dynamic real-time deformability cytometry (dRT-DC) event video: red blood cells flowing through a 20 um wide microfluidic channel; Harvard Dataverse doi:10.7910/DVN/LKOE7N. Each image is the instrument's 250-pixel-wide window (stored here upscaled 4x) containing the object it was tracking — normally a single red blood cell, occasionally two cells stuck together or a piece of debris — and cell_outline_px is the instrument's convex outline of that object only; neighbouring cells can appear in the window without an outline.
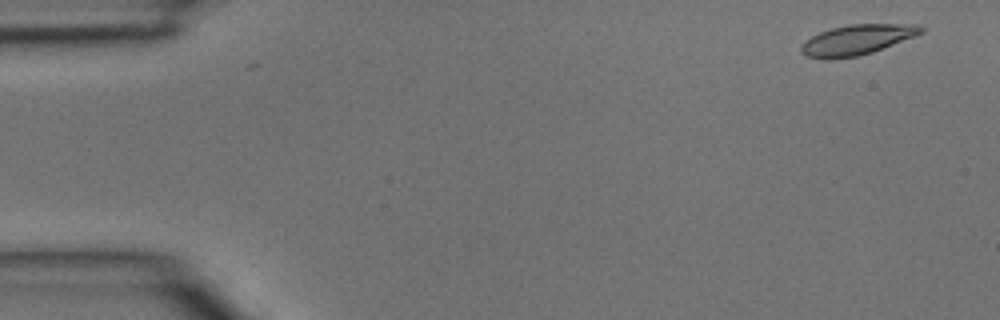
{"species": "common noctule bat (a hibernating species)", "species_latin": "Nyctalus noctula", "temperature_condition": "room temperature", "stored_images_in_passage": 3, "camera_frame_rate_fps": 3000, "um_per_image_px": 0.085, "animal": {"sex": "male", "body_mass_g": 15.6}, "frame": {"image": 1, "passage_image": 1, "time_ms": 0.0, "image_size_px": [1000, 320], "cell_outline_px": [[924, 32], [872, 52], [856, 56], [828, 60], [808, 56], [800, 52], [800, 48], [812, 36], [820, 32], [832, 28], [848, 24], [920, 24], [924, 28]], "centroid_in_image_um": [72.86, 3.37], "position_along_channel_um": 12.1, "area_um2": 20.81}}
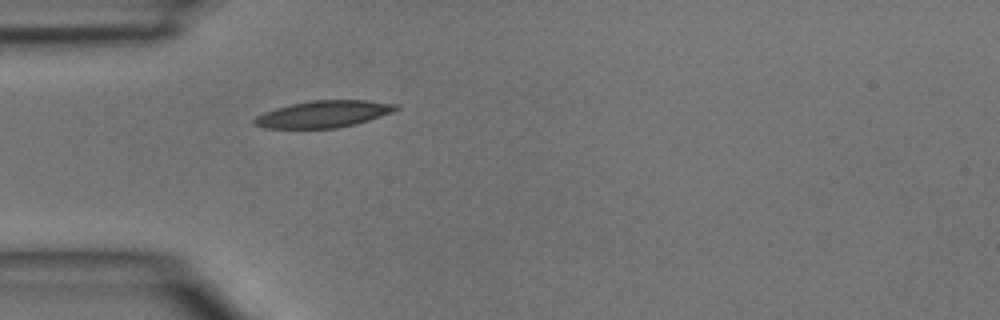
{"frame": {"image": 2, "passage_image": 3, "time_ms": 0.667, "image_size_px": [1000, 320], "cell_outline_px": [[400, 108], [392, 112], [356, 124], [336, 128], [264, 128], [252, 124], [252, 120], [256, 116], [264, 112], [276, 108], [292, 104], [312, 100], [364, 100], [396, 104]], "centroid_in_image_um": [27.46, 9.7], "position_along_channel_um": 57.5, "area_um2": 22.02}}